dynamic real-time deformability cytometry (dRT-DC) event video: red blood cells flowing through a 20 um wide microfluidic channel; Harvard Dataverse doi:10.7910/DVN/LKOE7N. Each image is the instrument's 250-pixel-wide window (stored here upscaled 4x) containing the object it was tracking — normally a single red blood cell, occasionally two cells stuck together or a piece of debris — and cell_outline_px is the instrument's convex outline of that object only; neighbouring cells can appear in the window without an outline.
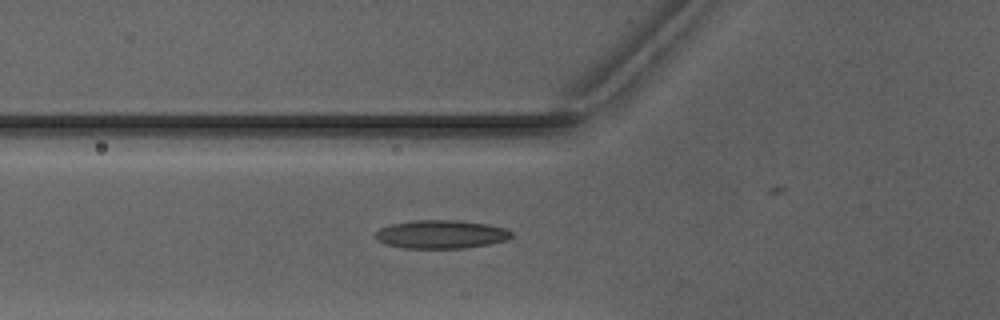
{"species": "Egyptian fruit bat (a non-hibernating species)", "species_latin": "Rousettus aegyptiacus", "temperature_condition": "warm", "stored_images_in_passage": 41, "camera_frame_rate_fps": 3000, "um_per_image_px": 0.085, "animal": {"sex": "male"}, "frame": {"image": 1, "passage_image": 20, "time_ms": 6.333, "image_size_px": [1000, 320], "cell_outline_px": [[512, 236], [508, 240], [488, 244], [464, 248], [404, 248], [384, 244], [376, 240], [376, 232], [380, 228], [388, 224], [412, 220], [456, 220], [488, 224], [508, 228], [512, 232]], "centroid_in_image_um": [37.49, 19.91], "position_along_channel_um": 88.3, "area_um2": 22.77}}
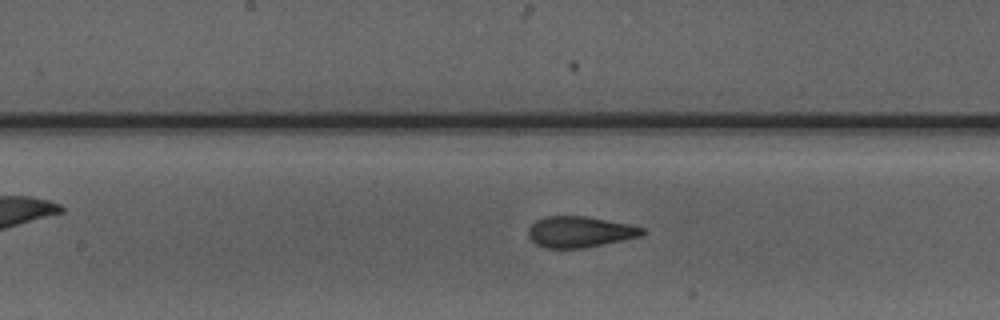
{"frame": {"image": 2, "passage_image": 28, "time_ms": 9.0, "image_size_px": [1000, 320], "cell_outline_px": [[644, 232], [640, 236], [580, 248], [544, 248], [536, 244], [528, 236], [528, 228], [536, 220], [544, 216], [588, 216], [632, 224], [644, 228]], "centroid_in_image_um": [49.25, 19.69], "position_along_channel_um": 198.9, "area_um2": 20.52}}
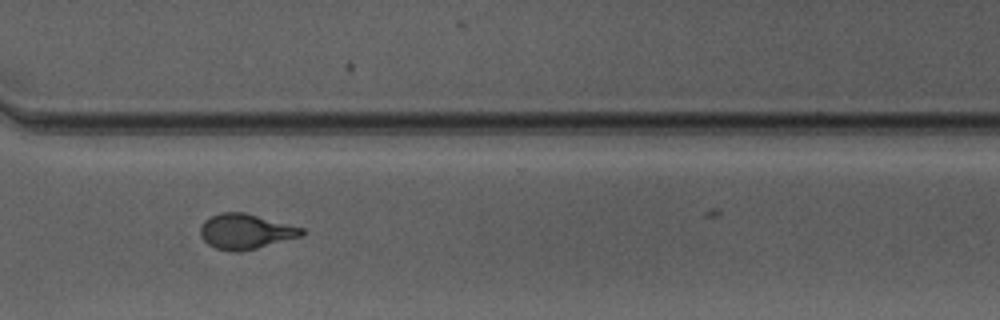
{"frame": {"image": 3, "passage_image": 39, "time_ms": 12.667, "image_size_px": [1000, 320], "cell_outline_px": [[304, 236], [240, 252], [232, 252], [216, 248], [208, 244], [200, 236], [200, 228], [204, 220], [212, 216], [224, 212], [244, 212], [304, 228]], "centroid_in_image_um": [20.88, 19.68], "position_along_channel_um": 349.7, "area_um2": 20.75}}